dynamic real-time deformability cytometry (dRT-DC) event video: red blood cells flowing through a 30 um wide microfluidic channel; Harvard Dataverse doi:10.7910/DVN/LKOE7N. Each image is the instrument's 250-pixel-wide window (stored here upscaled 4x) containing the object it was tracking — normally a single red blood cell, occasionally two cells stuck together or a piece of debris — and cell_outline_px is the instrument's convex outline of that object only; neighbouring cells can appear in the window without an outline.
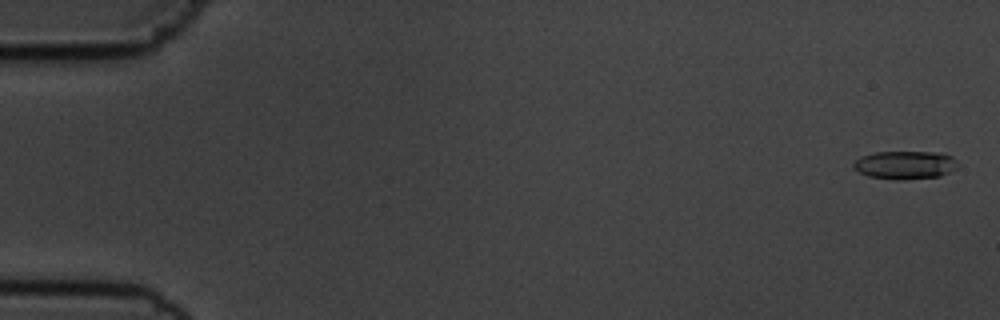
{"species": "common noctule bat (a hibernating species)", "species_latin": "Nyctalus noctula", "temperature_condition": "cold", "stored_images_in_passage": 56, "camera_frame_rate_fps": 3000, "um_per_image_px": 0.085, "animal": {"sex": "male", "body_mass_g": 19.5, "forearm_length_mm": 54.6}, "frame": {"image": 1, "passage_image": 2, "time_ms": 0.333, "image_size_px": [1000, 320], "cell_outline_px": [[956, 168], [940, 176], [900, 180], [868, 176], [852, 168], [852, 164], [860, 156], [876, 152], [936, 152], [952, 156], [956, 160]], "centroid_in_image_um": [76.9, 14.02], "position_along_channel_um": 8.1, "area_um2": 17.05}}
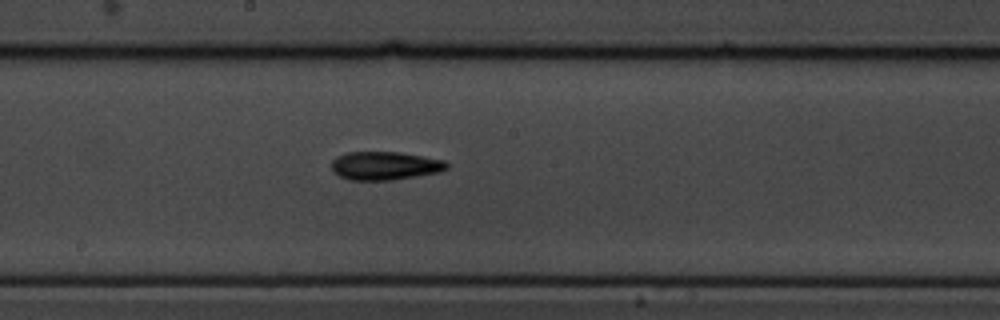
{"frame": {"image": 2, "passage_image": 31, "time_ms": 10.0, "image_size_px": [1000, 320], "cell_outline_px": [[448, 168], [440, 172], [392, 180], [348, 180], [332, 172], [332, 160], [336, 156], [348, 152], [400, 152], [444, 160], [448, 164]], "centroid_in_image_um": [32.7, 14.09], "position_along_channel_um": 215.5, "area_um2": 19.13}}
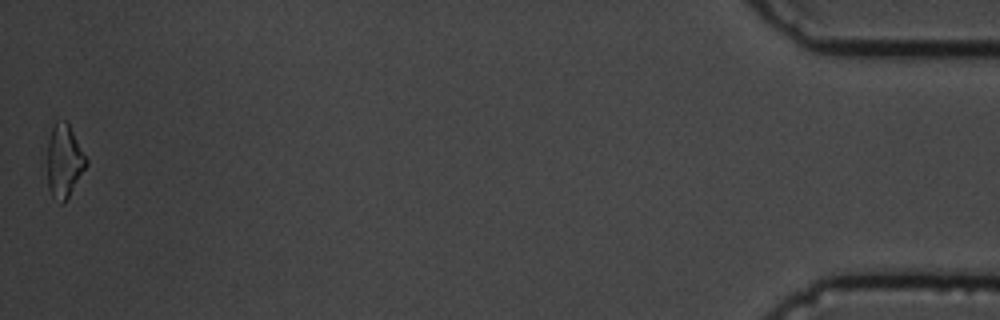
{"frame": {"image": 3, "passage_image": 56, "time_ms": 18.333, "image_size_px": [1000, 320], "cell_outline_px": [[88, 164], [68, 196], [60, 204], [52, 196], [48, 188], [48, 140], [52, 128], [56, 120], [68, 120], [88, 160]], "centroid_in_image_um": [5.46, 13.63], "position_along_channel_um": 429.7, "area_um2": 16.59}, "authors_computed_cell_mechanics": {"area_um2": 17.8024, "velocity_mm_per_s": 3.6559, "shape_relaxation_time_tau1_ms": 5.8956, "shape_relaxation_time_tau2_ms": null, "deformation_change_tau1": 0.1598, "deformation_change_tau2": null}}